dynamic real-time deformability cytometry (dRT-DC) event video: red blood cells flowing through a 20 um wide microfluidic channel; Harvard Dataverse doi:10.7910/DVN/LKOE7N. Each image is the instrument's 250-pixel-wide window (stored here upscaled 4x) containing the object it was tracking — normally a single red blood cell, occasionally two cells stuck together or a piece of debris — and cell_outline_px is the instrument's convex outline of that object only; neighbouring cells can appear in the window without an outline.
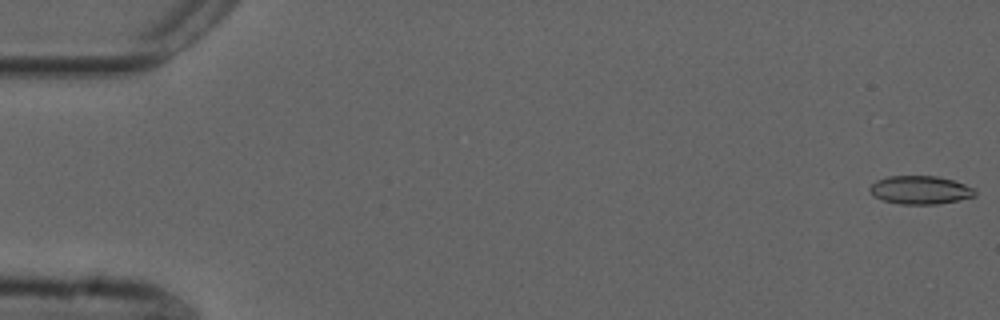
{"species": "common noctule bat (a hibernating species)", "species_latin": "Nyctalus noctula", "temperature_condition": "cold", "stored_images_in_passage": 24, "camera_frame_rate_fps": 3000, "um_per_image_px": 0.085, "animal": {"sex": "male", "forearm_length_mm": 52.5}, "frame": {"image": 1, "passage_image": 1, "time_ms": 0.0, "image_size_px": [1000, 320], "cell_outline_px": [[976, 196], [960, 200], [936, 204], [900, 204], [884, 200], [872, 196], [868, 188], [876, 180], [888, 176], [936, 176], [952, 180], [964, 184], [972, 188], [976, 192]], "centroid_in_image_um": [78.19, 16.15], "position_along_channel_um": 6.8, "area_um2": 17.34}}
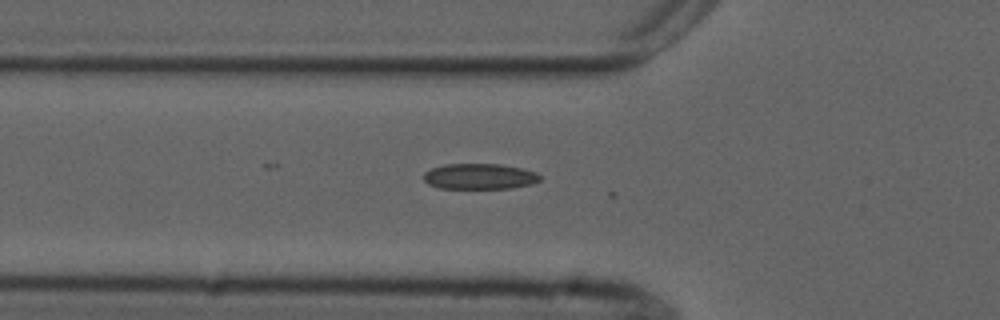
{"frame": {"image": 2, "passage_image": 19, "time_ms": 6.0, "image_size_px": [1000, 320], "cell_outline_px": [[540, 180], [532, 184], [512, 188], [440, 188], [428, 184], [424, 180], [424, 172], [432, 168], [444, 164], [500, 164], [524, 168], [536, 172], [540, 176]], "centroid_in_image_um": [40.78, 14.99], "position_along_channel_um": 85.0, "area_um2": 17.46}}
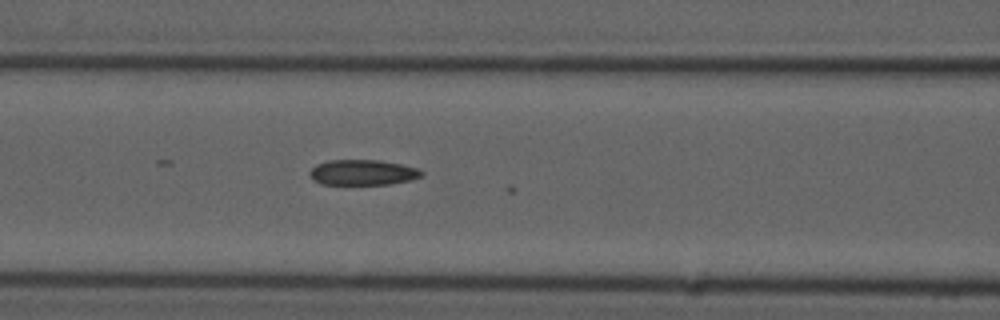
{"frame": {"image": 3, "passage_image": 23, "time_ms": 7.333, "image_size_px": [1000, 320], "cell_outline_px": [[424, 176], [412, 180], [388, 184], [320, 184], [312, 180], [308, 172], [316, 164], [328, 160], [380, 160], [400, 164], [416, 168], [424, 172]], "centroid_in_image_um": [30.82, 14.66], "position_along_channel_um": 135.8, "area_um2": 16.7}}